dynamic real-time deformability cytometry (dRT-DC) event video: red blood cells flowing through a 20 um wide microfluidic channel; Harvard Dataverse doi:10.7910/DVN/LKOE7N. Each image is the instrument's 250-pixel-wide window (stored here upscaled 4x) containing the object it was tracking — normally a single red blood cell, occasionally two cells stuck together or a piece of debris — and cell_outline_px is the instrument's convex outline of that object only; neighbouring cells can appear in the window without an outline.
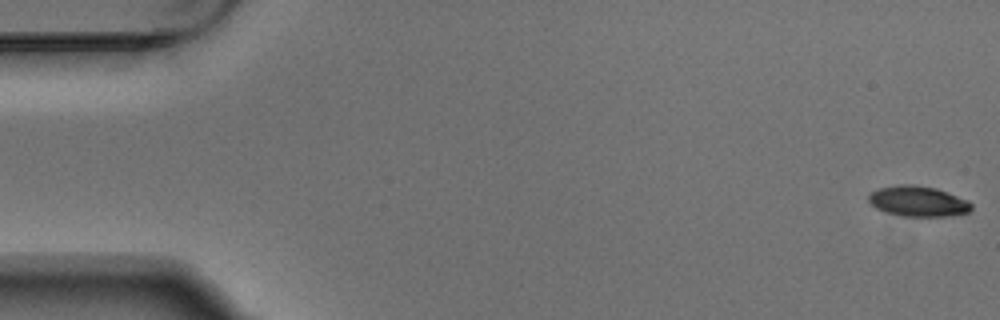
{"species": "Egyptian fruit bat (a non-hibernating species)", "species_latin": "Rousettus aegyptiacus", "temperature_condition": "warm", "stored_images_in_passage": 5, "camera_frame_rate_fps": 3000, "um_per_image_px": 0.085, "animal": {"sex": "male"}, "frame": {"image": 1, "passage_image": 1, "time_ms": 0.0, "image_size_px": [1000, 320], "cell_outline_px": [[972, 208], [968, 212], [948, 216], [904, 216], [884, 212], [876, 208], [868, 200], [868, 196], [872, 192], [880, 188], [900, 184], [912, 184], [936, 188], [968, 200], [972, 204]], "centroid_in_image_um": [78.04, 17.11], "position_along_channel_um": 7.0, "area_um2": 18.15}}
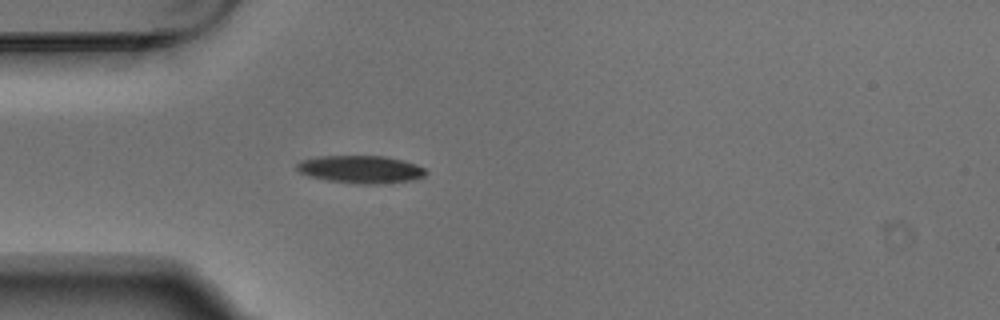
{"frame": {"image": 2, "passage_image": 5, "time_ms": 1.333, "image_size_px": [1000, 320], "cell_outline_px": [[428, 172], [424, 176], [412, 180], [380, 184], [356, 184], [328, 180], [308, 176], [300, 172], [296, 168], [296, 164], [300, 160], [320, 156], [384, 156], [404, 160], [416, 164], [424, 168]], "centroid_in_image_um": [30.67, 14.39], "position_along_channel_um": 54.3, "area_um2": 20.92}}